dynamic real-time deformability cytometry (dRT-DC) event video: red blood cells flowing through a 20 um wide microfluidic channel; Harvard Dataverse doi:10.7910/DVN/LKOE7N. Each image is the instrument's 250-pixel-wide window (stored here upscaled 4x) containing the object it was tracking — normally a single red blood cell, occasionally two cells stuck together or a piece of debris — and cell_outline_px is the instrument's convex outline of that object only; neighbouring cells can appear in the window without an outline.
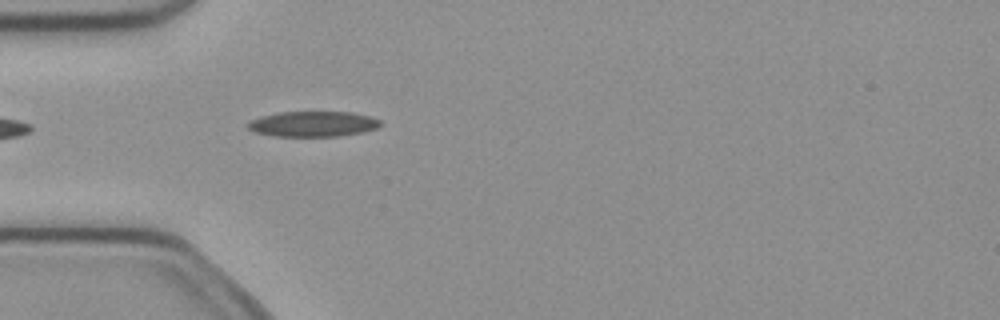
{"species": "common noctule bat (a hibernating species)", "species_latin": "Nyctalus noctula", "temperature_condition": "cold", "stored_images_in_passage": 3, "camera_frame_rate_fps": 3000, "um_per_image_px": 0.085, "animal": {"sex": "female", "body_mass_g": 21.9}, "frame": {"image": 1, "passage_image": 3, "time_ms": 0.667, "image_size_px": [1000, 320], "cell_outline_px": [[380, 128], [340, 136], [276, 136], [256, 132], [248, 128], [248, 120], [260, 116], [280, 112], [352, 112], [372, 116], [380, 120]], "centroid_in_image_um": [26.62, 10.53], "position_along_channel_um": 58.4, "area_um2": 19.65}}